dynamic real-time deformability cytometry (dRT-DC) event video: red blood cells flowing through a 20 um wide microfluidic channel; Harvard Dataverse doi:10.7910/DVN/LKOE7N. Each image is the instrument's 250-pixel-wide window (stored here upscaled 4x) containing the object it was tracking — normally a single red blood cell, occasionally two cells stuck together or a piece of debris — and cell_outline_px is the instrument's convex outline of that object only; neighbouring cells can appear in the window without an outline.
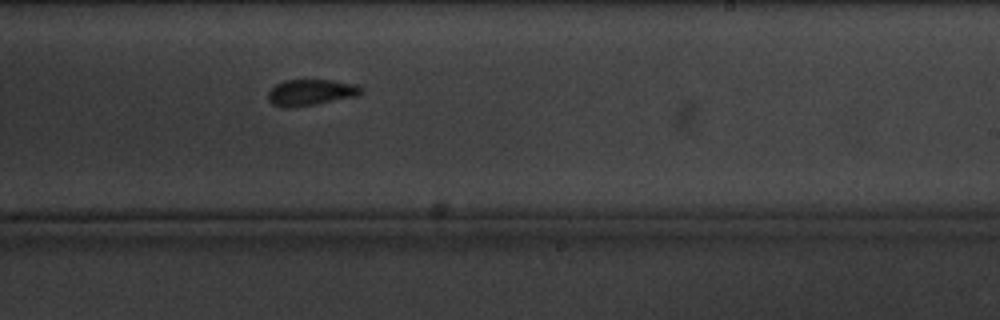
{"species": "common noctule bat (a hibernating species)", "species_latin": "Nyctalus noctula", "temperature_condition": "cold", "stored_images_in_passage": 12, "camera_frame_rate_fps": 3000, "um_per_image_px": 0.085, "animal": {"sex": "male", "body_mass_g": 20.1, "forearm_length_mm": 53.5}, "frame": {"image": 1, "passage_image": 12, "time_ms": 14.0, "image_size_px": [1000, 320], "cell_outline_px": [[364, 92], [360, 96], [296, 108], [280, 108], [272, 104], [268, 100], [268, 92], [276, 84], [284, 80], [332, 80], [356, 84], [364, 88]], "centroid_in_image_um": [26.45, 7.88], "position_along_channel_um": 262.5, "area_um2": 14.68}}